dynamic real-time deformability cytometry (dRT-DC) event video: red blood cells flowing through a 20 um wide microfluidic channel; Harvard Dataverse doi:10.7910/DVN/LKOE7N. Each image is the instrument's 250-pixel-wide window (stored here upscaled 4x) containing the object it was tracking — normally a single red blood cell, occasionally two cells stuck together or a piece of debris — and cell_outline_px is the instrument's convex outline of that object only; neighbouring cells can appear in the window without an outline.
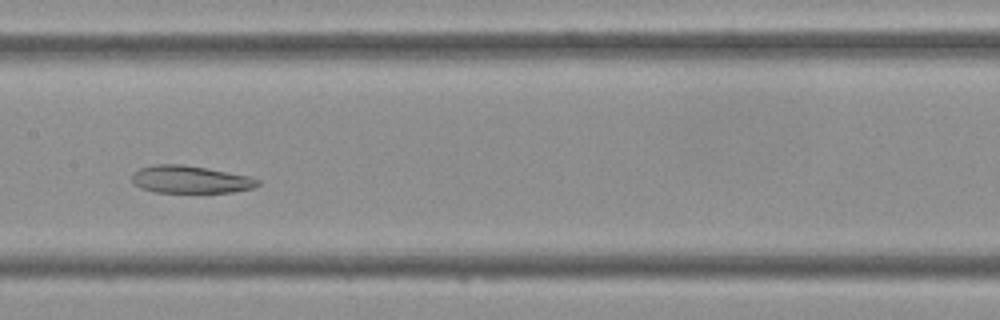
{"species": "Egyptian fruit bat (a non-hibernating species)", "species_latin": "Rousettus aegyptiacus", "temperature_condition": "cold", "stored_images_in_passage": 42, "camera_frame_rate_fps": 3000, "um_per_image_px": 0.085, "frame": {"image": 1, "passage_image": 20, "time_ms": 6.333, "image_size_px": [1000, 320], "cell_outline_px": [[260, 184], [252, 188], [232, 192], [156, 192], [140, 188], [132, 184], [132, 172], [140, 168], [152, 164], [184, 164], [208, 168], [248, 176], [260, 180]], "centroid_in_image_um": [16.13, 15.24], "position_along_channel_um": 191.3, "area_um2": 20.29}}
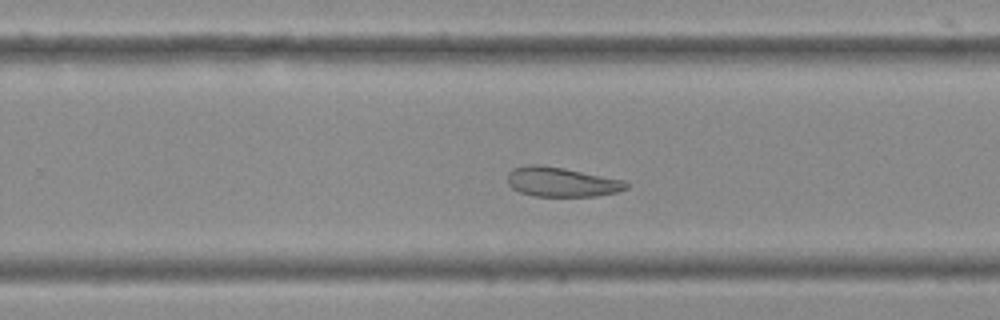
{"frame": {"image": 2, "passage_image": 26, "time_ms": 8.333, "image_size_px": [1000, 320], "cell_outline_px": [[628, 188], [616, 192], [596, 196], [536, 196], [520, 192], [512, 188], [508, 184], [508, 172], [512, 168], [528, 164], [540, 164], [564, 168], [624, 180], [628, 184]], "centroid_in_image_um": [47.7, 15.46], "position_along_channel_um": 282.1, "area_um2": 20.46}}
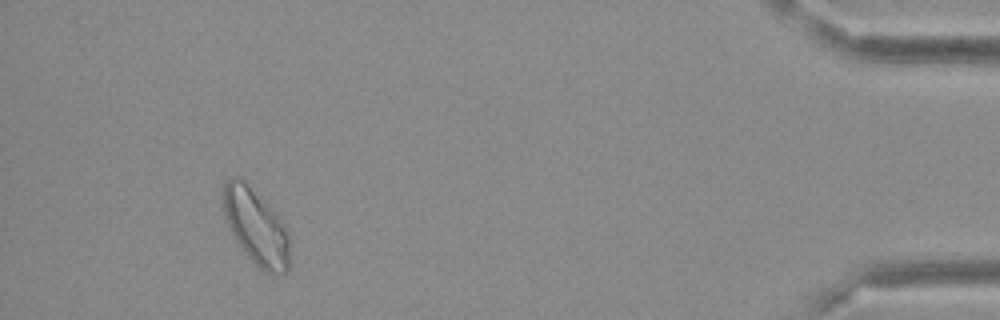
{"frame": {"image": 3, "passage_image": 39, "time_ms": 12.667, "image_size_px": [1000, 320], "cell_outline_px": [[288, 272], [264, 272], [248, 256], [232, 236], [224, 212], [224, 180], [228, 176], [240, 176], [276, 212], [284, 224], [288, 232]], "centroid_in_image_um": [21.74, 19.22], "position_along_channel_um": 413.5, "area_um2": 29.02}}